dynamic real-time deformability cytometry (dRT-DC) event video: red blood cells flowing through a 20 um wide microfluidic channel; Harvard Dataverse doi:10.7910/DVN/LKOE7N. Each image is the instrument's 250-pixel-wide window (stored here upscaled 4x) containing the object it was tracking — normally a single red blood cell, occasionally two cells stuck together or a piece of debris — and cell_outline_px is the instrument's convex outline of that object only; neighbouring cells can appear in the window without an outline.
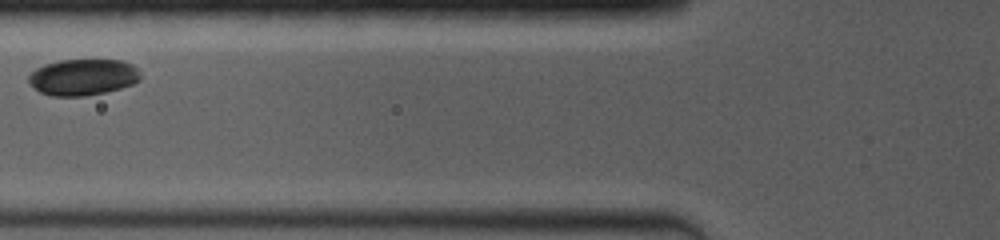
{"species": "common noctule bat (a hibernating species)", "species_latin": "Nyctalus noctula", "temperature_condition": "room temperature", "stored_images_in_passage": 6, "camera_frame_rate_fps": 4000, "um_per_image_px": 0.085, "animal": {"sex": "female", "body_mass_g": 19.0, "forearm_length_mm": 53.3}, "frame": {"image": 1, "passage_image": 3, "time_ms": 2.0, "image_size_px": [1000, 240], "cell_outline_px": [[140, 80], [132, 84], [120, 88], [104, 92], [84, 96], [52, 96], [40, 92], [28, 80], [28, 76], [36, 68], [44, 64], [60, 60], [120, 60], [132, 64], [136, 68], [140, 76]], "centroid_in_image_um": [7.04, 6.55], "position_along_channel_um": 118.8, "area_um2": 23.47}}
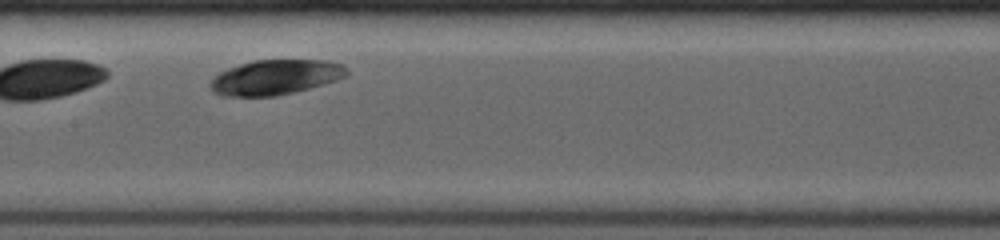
{"frame": {"image": 2, "passage_image": 5, "time_ms": 3.75, "image_size_px": [1000, 240], "cell_outline_px": [[348, 72], [344, 76], [336, 80], [308, 88], [276, 96], [220, 96], [208, 84], [220, 72], [228, 68], [252, 60], [328, 60], [340, 64], [348, 68]], "centroid_in_image_um": [23.4, 6.56], "position_along_channel_um": 184.0, "area_um2": 27.51}}